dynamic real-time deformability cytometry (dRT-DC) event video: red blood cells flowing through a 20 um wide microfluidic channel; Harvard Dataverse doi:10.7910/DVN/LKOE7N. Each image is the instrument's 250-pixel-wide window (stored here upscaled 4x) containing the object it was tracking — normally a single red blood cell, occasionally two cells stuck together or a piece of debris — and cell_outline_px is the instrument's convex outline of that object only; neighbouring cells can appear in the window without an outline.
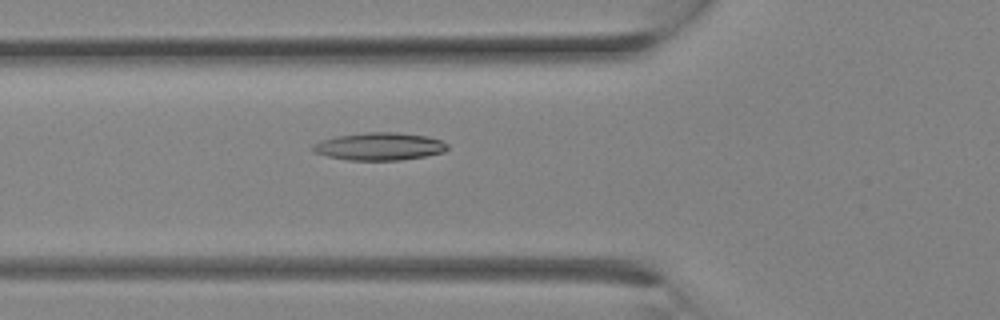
{"species": "Egyptian fruit bat (a non-hibernating species)", "species_latin": "Rousettus aegyptiacus", "temperature_condition": "room temperature", "stored_images_in_passage": 17, "camera_frame_rate_fps": 3000, "um_per_image_px": 0.085, "animal": {"sex": "female"}, "frame": {"image": 1, "passage_image": 10, "time_ms": 3.0, "image_size_px": [1000, 320], "cell_outline_px": [[448, 148], [444, 152], [424, 156], [400, 160], [348, 160], [328, 156], [316, 152], [312, 148], [312, 144], [320, 140], [336, 136], [368, 132], [396, 132], [428, 136], [440, 140], [448, 144]], "centroid_in_image_um": [32.26, 12.44], "position_along_channel_um": 93.5, "area_um2": 21.62}}
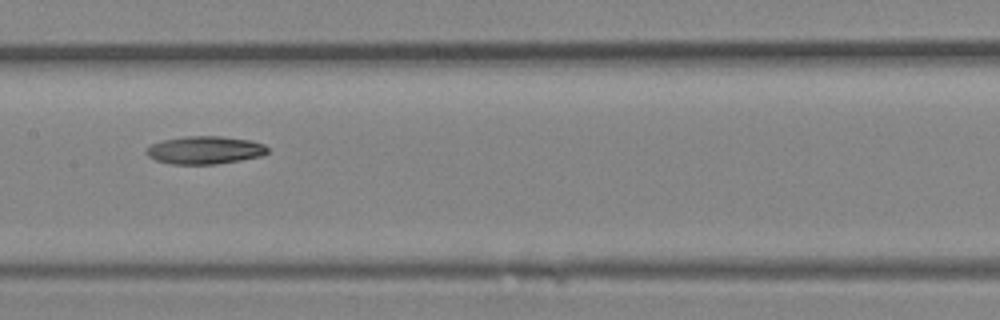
{"frame": {"image": 2, "passage_image": 14, "time_ms": 4.333, "image_size_px": [1000, 320], "cell_outline_px": [[268, 152], [260, 156], [240, 160], [216, 164], [172, 164], [156, 160], [148, 156], [144, 152], [152, 144], [164, 140], [184, 136], [220, 136], [252, 140], [264, 144], [268, 148]], "centroid_in_image_um": [17.42, 12.75], "position_along_channel_um": 190.0, "area_um2": 19.65}}
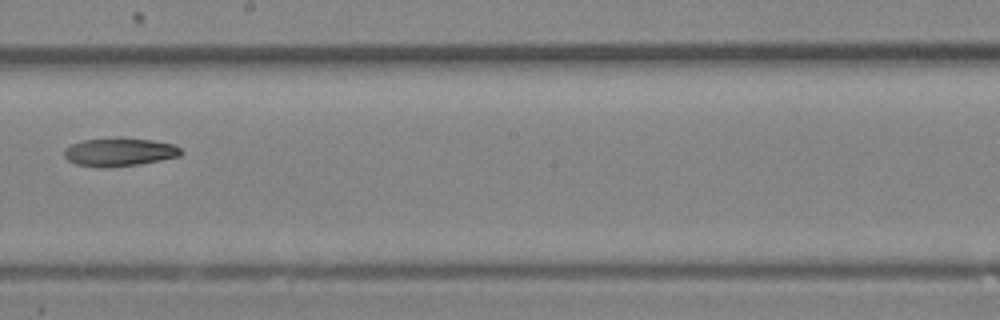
{"frame": {"image": 3, "passage_image": 16, "time_ms": 5.0, "image_size_px": [1000, 320], "cell_outline_px": [[184, 152], [180, 156], [160, 160], [136, 164], [108, 168], [100, 168], [76, 164], [68, 160], [64, 156], [64, 148], [72, 144], [84, 140], [152, 140], [172, 144], [180, 148]], "centroid_in_image_um": [10.13, 12.97], "position_along_channel_um": 238.1, "area_um2": 18.55}}